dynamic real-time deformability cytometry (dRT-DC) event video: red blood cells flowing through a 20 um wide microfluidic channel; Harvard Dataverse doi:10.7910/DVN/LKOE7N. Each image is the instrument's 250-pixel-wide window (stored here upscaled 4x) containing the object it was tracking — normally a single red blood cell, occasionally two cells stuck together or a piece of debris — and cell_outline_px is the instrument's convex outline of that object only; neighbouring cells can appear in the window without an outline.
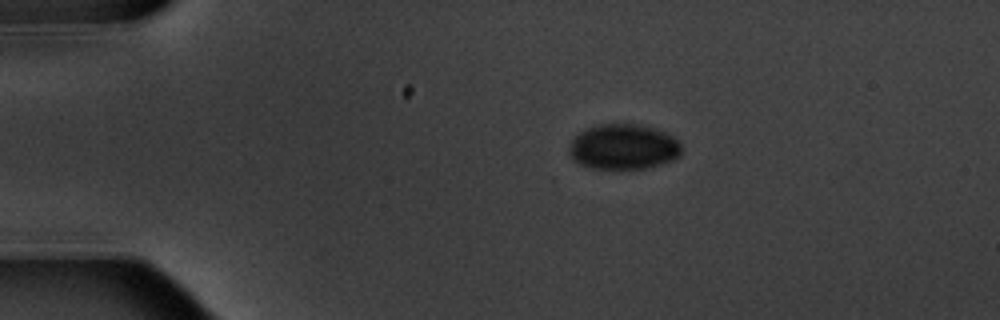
{"species": "common noctule bat (a hibernating species)", "species_latin": "Nyctalus noctula", "temperature_condition": "warm", "stored_images_in_passage": 4, "camera_frame_rate_fps": 3000, "um_per_image_px": 0.085, "animal": {"sex": "male", "body_mass_g": 20.1, "forearm_length_mm": 53.5}, "frame": {"image": 1, "passage_image": 1, "time_ms": 0.0, "image_size_px": [1000, 320], "cell_outline_px": [[680, 156], [672, 160], [648, 168], [592, 168], [580, 164], [572, 160], [568, 152], [568, 144], [580, 132], [588, 128], [600, 124], [640, 124], [656, 128], [672, 136], [680, 144]], "centroid_in_image_um": [52.96, 12.48], "position_along_channel_um": 32.0, "area_um2": 29.65}}